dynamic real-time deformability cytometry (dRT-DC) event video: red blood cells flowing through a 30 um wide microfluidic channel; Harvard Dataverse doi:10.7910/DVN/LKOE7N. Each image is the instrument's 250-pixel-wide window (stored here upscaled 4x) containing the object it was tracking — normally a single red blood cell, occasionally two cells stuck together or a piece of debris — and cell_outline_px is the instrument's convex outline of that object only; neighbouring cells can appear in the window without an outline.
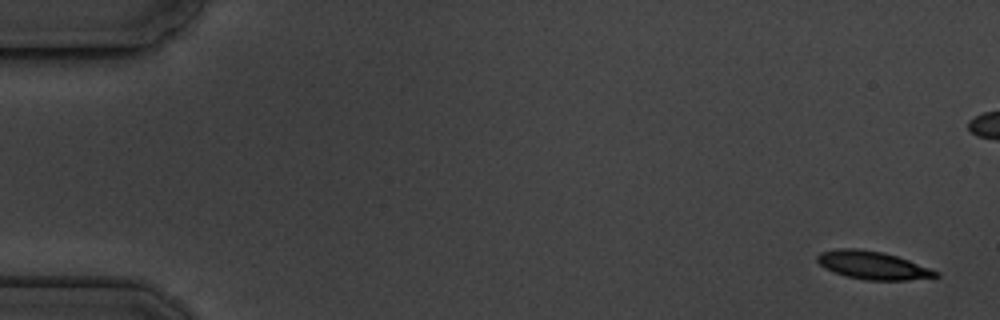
{"species": "common noctule bat (a hibernating species)", "species_latin": "Nyctalus noctula", "temperature_condition": "cold", "stored_images_in_passage": 6, "camera_frame_rate_fps": 3000, "um_per_image_px": 0.085, "animal": {"sex": "male", "body_mass_g": 19.5, "forearm_length_mm": 54.6}, "frame": {"image": 1, "passage_image": 1, "time_ms": 0.0, "image_size_px": [1000, 320], "cell_outline_px": [[940, 276], [908, 280], [868, 280], [844, 276], [824, 268], [816, 260], [816, 256], [820, 252], [840, 248], [856, 248], [880, 252], [896, 256], [908, 260], [940, 272]], "centroid_in_image_um": [74.15, 22.55], "position_along_channel_um": 10.8, "area_um2": 19.25}}
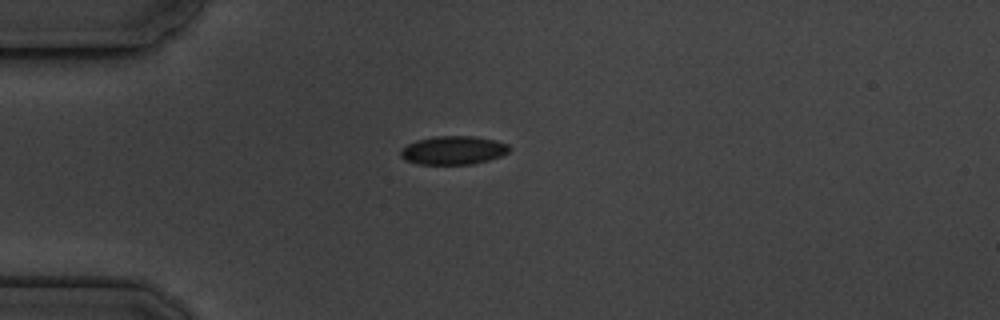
{"frame": {"image": 2, "passage_image": 6, "time_ms": 6.333, "image_size_px": [1000, 320], "cell_outline_px": [[512, 148], [508, 152], [500, 156], [488, 160], [472, 164], [416, 164], [404, 160], [400, 156], [400, 152], [408, 144], [416, 140], [436, 136], [476, 136], [496, 140], [508, 144]], "centroid_in_image_um": [38.54, 12.77], "position_along_channel_um": 46.5, "area_um2": 18.15}}